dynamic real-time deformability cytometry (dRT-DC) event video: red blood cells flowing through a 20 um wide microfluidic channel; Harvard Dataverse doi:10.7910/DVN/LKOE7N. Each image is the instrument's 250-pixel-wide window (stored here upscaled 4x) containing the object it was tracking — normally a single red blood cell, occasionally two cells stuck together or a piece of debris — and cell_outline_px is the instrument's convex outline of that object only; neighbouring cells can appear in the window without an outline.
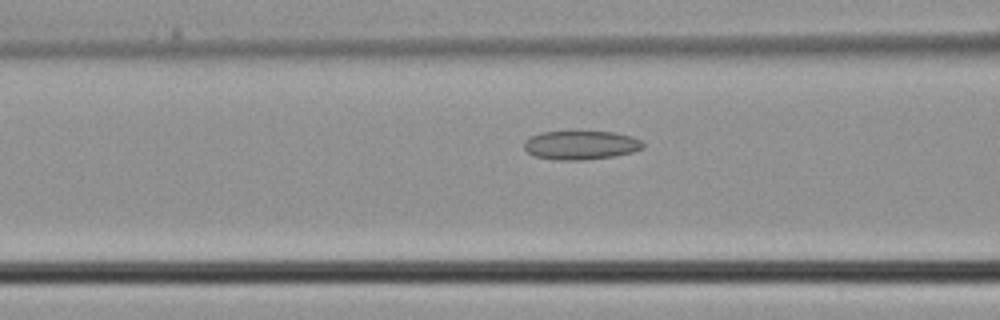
{"species": "common noctule bat (a hibernating species)", "species_latin": "Nyctalus noctula", "temperature_condition": "cold", "stored_images_in_passage": 5, "camera_frame_rate_fps": 3000, "um_per_image_px": 0.085, "animal": {"sex": "male", "body_mass_g": 21.5, "forearm_length_mm": 52.0}, "frame": {"image": 1, "passage_image": 5, "time_ms": 1.333, "image_size_px": [1000, 320], "cell_outline_px": [[644, 148], [632, 152], [612, 156], [584, 160], [556, 160], [536, 156], [528, 152], [524, 148], [524, 140], [540, 132], [576, 128], [616, 132], [632, 136], [640, 140], [644, 144]], "centroid_in_image_um": [49.36, 12.27], "position_along_channel_um": 117.2, "area_um2": 20.98}}